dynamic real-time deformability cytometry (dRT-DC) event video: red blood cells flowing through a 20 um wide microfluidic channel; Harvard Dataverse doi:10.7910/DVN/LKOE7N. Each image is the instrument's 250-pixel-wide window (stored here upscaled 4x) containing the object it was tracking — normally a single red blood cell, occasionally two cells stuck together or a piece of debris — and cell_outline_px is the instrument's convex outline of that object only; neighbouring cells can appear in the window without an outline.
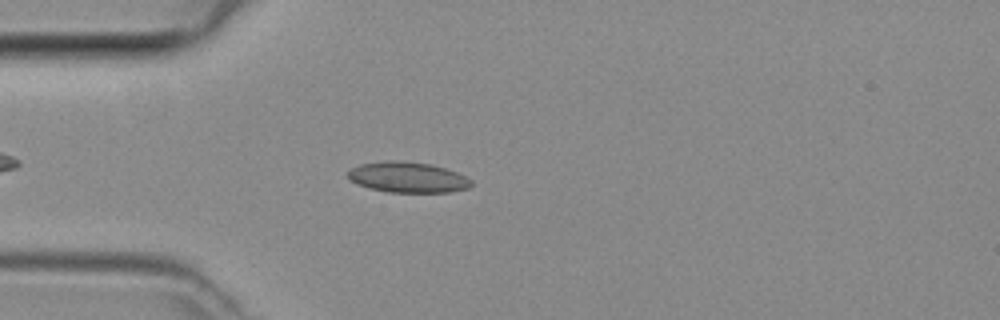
{"species": "common noctule bat (a hibernating species)", "species_latin": "Nyctalus noctula", "temperature_condition": "room temperature", "stored_images_in_passage": 1, "camera_frame_rate_fps": 3000, "um_per_image_px": 0.085, "animal": {"sex": "female", "body_mass_g": 29.2, "forearm_length_mm": 56.3}, "frame": {"image": 1, "passage_image": 1, "time_ms": 0.0, "image_size_px": [1000, 320], "cell_outline_px": [[472, 184], [468, 188], [448, 192], [388, 192], [368, 188], [356, 184], [348, 176], [348, 172], [352, 168], [360, 164], [392, 160], [396, 160], [432, 164], [456, 172], [472, 180]], "centroid_in_image_um": [34.65, 15.07], "position_along_channel_um": 50.3, "area_um2": 21.85}}